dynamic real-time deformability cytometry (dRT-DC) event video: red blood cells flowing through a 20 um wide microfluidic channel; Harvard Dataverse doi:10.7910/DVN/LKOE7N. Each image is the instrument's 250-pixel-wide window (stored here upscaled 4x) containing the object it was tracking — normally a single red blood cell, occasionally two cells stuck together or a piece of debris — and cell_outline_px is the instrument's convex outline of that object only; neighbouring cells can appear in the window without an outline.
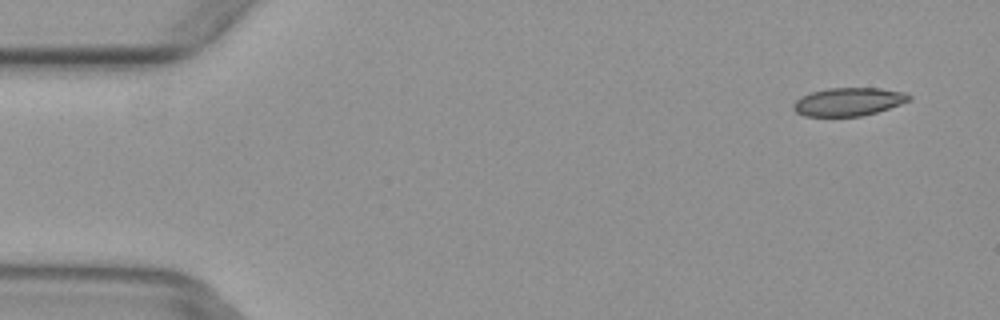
{"species": "common noctule bat (a hibernating species)", "species_latin": "Nyctalus noctula", "temperature_condition": "warm", "stored_images_in_passage": 4, "camera_frame_rate_fps": 3000, "um_per_image_px": 0.085, "animal": {"sex": "female", "body_mass_g": 29.2, "forearm_length_mm": 56.3}, "frame": {"image": 1, "passage_image": 1, "time_ms": 0.0, "image_size_px": [1000, 320], "cell_outline_px": [[912, 96], [908, 100], [900, 104], [876, 112], [860, 116], [804, 116], [796, 112], [792, 108], [792, 104], [800, 96], [812, 92], [828, 88], [880, 88], [904, 92]], "centroid_in_image_um": [72.08, 8.64], "position_along_channel_um": 12.9, "area_um2": 18.9}}